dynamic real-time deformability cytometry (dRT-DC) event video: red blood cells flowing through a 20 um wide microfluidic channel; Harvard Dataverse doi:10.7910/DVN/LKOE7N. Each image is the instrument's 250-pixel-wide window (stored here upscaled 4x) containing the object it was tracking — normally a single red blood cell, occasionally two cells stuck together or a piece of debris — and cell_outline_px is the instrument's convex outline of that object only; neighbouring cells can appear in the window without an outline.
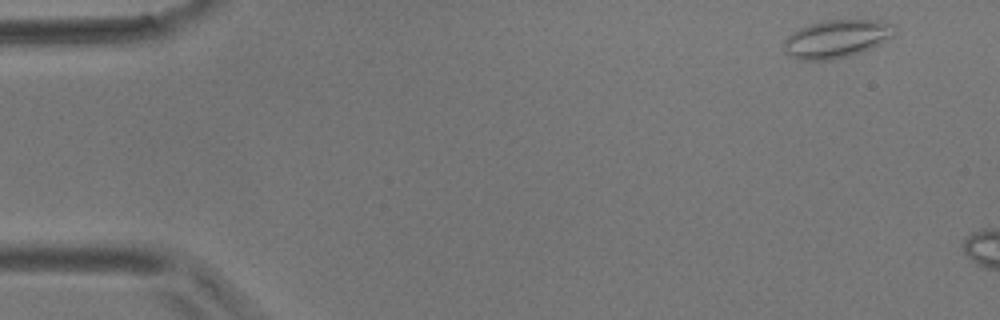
{"species": "common noctule bat (a hibernating species)", "species_latin": "Nyctalus noctula", "temperature_condition": "room temperature", "stored_images_in_passage": 3, "camera_frame_rate_fps": 3000, "um_per_image_px": 0.085, "animal": {"sex": "male", "body_mass_g": 17.9}, "frame": {"image": 1, "passage_image": 1, "time_ms": 0.0, "image_size_px": [1000, 320], "cell_outline_px": [[896, 32], [892, 36], [872, 48], [848, 56], [832, 60], [796, 60], [788, 56], [784, 52], [784, 40], [792, 32], [808, 24], [820, 20], [880, 20], [892, 24], [896, 28]], "centroid_in_image_um": [71.07, 3.3], "position_along_channel_um": 13.9, "area_um2": 24.74}}